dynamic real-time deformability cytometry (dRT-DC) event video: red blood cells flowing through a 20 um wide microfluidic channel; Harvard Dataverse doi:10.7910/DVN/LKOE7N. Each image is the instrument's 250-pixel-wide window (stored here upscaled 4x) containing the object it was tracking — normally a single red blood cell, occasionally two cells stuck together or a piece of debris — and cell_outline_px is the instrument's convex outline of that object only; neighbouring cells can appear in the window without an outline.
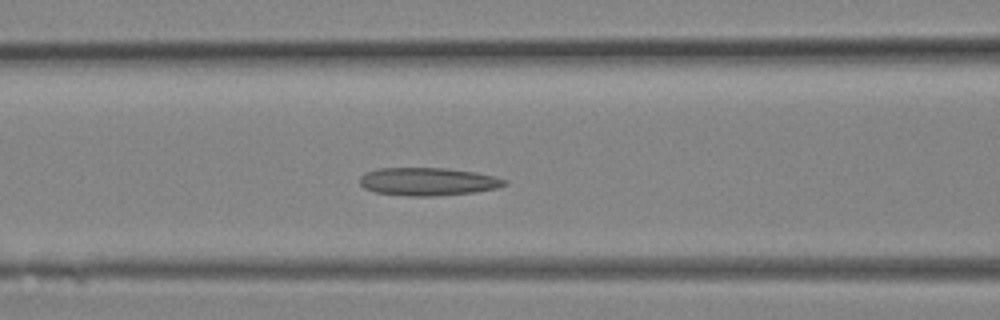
{"species": "Egyptian fruit bat (a non-hibernating species)", "species_latin": "Rousettus aegyptiacus", "temperature_condition": "room temperature", "stored_images_in_passage": 12, "camera_frame_rate_fps": 3000, "um_per_image_px": 0.085, "animal": {"sex": "female"}, "frame": {"image": 1, "passage_image": 10, "time_ms": 3.0, "image_size_px": [1000, 320], "cell_outline_px": [[508, 184], [496, 188], [476, 192], [436, 196], [408, 196], [376, 192], [364, 188], [360, 184], [360, 176], [364, 172], [376, 168], [448, 168], [476, 172], [496, 176], [508, 180]], "centroid_in_image_um": [36.39, 15.43], "position_along_channel_um": 130.2, "area_um2": 23.87}}
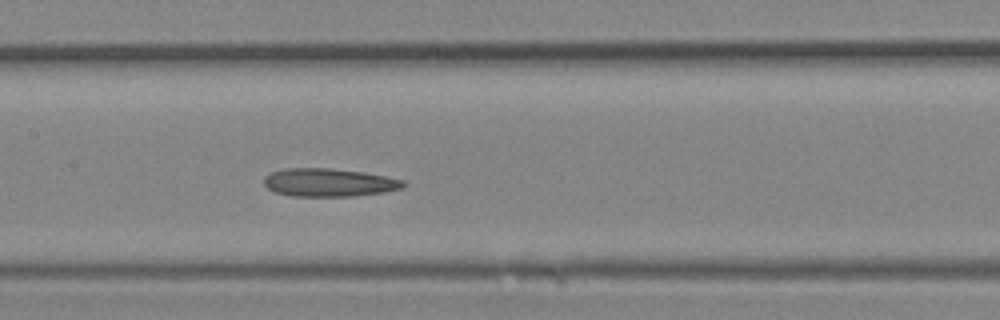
{"frame": {"image": 2, "passage_image": 12, "time_ms": 3.667, "image_size_px": [1000, 320], "cell_outline_px": [[404, 188], [384, 192], [352, 196], [292, 196], [276, 192], [268, 188], [264, 184], [264, 176], [272, 172], [284, 168], [328, 168], [364, 172], [404, 180]], "centroid_in_image_um": [27.95, 15.51], "position_along_channel_um": 179.4, "area_um2": 22.77}}